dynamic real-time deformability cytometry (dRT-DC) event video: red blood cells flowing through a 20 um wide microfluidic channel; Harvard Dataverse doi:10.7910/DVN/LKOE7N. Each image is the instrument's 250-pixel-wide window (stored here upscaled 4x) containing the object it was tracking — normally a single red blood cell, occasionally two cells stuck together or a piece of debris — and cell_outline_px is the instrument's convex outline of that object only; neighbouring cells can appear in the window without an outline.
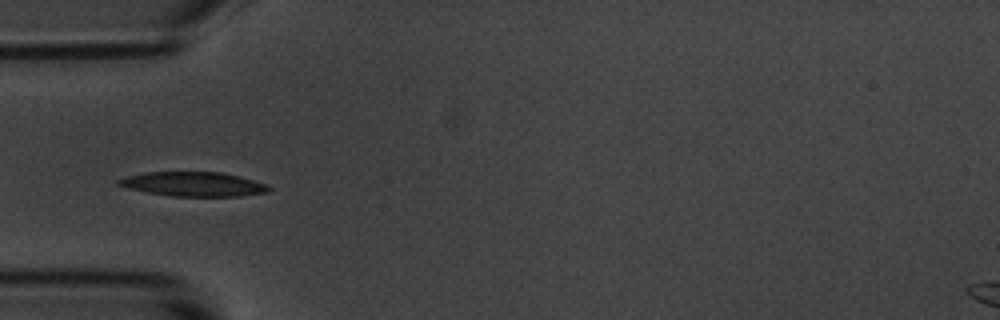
{"species": "common noctule bat (a hibernating species)", "species_latin": "Nyctalus noctula", "temperature_condition": "room temperature", "stored_images_in_passage": 12, "camera_frame_rate_fps": 3000, "um_per_image_px": 0.085, "animal": {"sex": "male", "body_mass_g": 20.1, "forearm_length_mm": 53.5}, "frame": {"image": 1, "passage_image": 6, "time_ms": 6.667, "image_size_px": [1000, 320], "cell_outline_px": [[272, 188], [268, 192], [240, 196], [172, 196], [148, 192], [128, 188], [116, 184], [116, 180], [124, 176], [144, 172], [220, 172], [240, 176], [268, 184]], "centroid_in_image_um": [16.44, 15.64], "position_along_channel_um": 68.6, "area_um2": 21.44}}
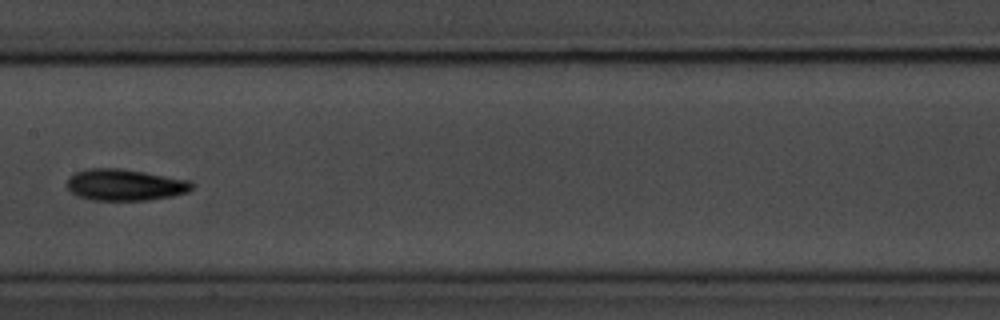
{"frame": {"image": 2, "passage_image": 9, "time_ms": 10.333, "image_size_px": [1000, 320], "cell_outline_px": [[192, 188], [188, 192], [172, 196], [148, 200], [92, 200], [76, 196], [64, 184], [68, 176], [76, 172], [88, 168], [120, 168], [192, 180]], "centroid_in_image_um": [10.59, 15.71], "position_along_channel_um": 196.8, "area_um2": 23.18}}
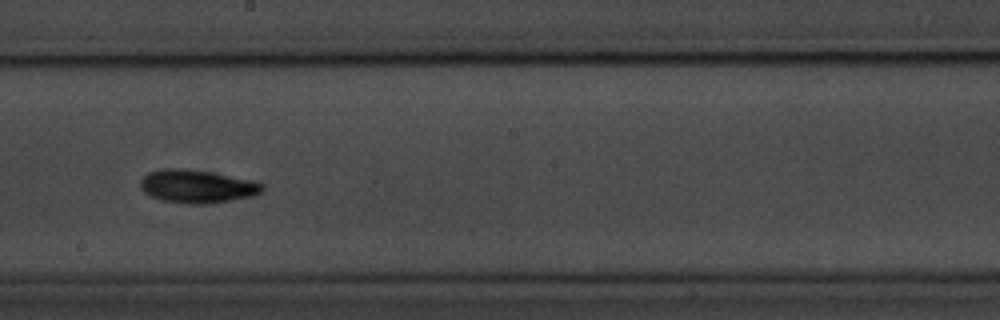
{"frame": {"image": 3, "passage_image": 10, "time_ms": 11.333, "image_size_px": [1000, 320], "cell_outline_px": [[264, 188], [260, 192], [252, 196], [208, 204], [188, 204], [160, 200], [144, 192], [140, 188], [140, 180], [148, 172], [164, 168], [180, 168], [208, 172], [248, 180], [264, 184]], "centroid_in_image_um": [16.69, 15.85], "position_along_channel_um": 231.5, "area_um2": 23.24}}